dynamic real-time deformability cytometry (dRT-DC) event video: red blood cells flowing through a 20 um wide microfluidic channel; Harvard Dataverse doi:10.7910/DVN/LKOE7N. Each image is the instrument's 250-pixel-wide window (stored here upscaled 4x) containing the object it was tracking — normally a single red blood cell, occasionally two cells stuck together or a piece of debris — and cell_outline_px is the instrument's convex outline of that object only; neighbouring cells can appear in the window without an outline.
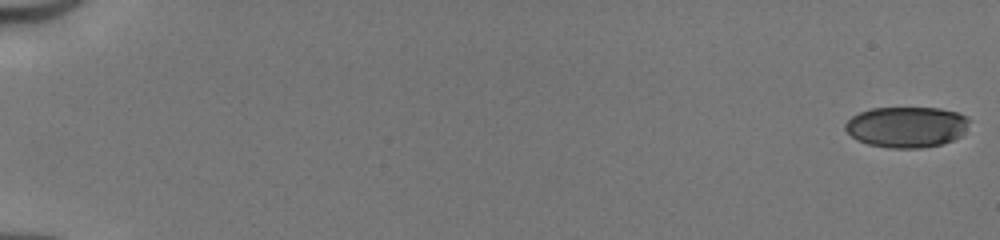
{"species": "human", "species_latin": "Homo sapiens", "temperature_condition": "cold", "stored_images_in_passage": 51, "camera_frame_rate_fps": 3000, "um_per_image_px": 0.085, "donor": {"sex": "male"}, "frame": {"image": 1, "passage_image": 1, "time_ms": 0.0, "image_size_px": [1000, 240], "cell_outline_px": [[972, 120], [960, 136], [952, 140], [940, 144], [920, 148], [888, 148], [868, 144], [856, 140], [844, 128], [844, 124], [852, 116], [860, 112], [872, 108], [940, 108], [956, 112], [968, 116]], "centroid_in_image_um": [77.06, 10.79], "position_along_channel_um": 7.9, "area_um2": 29.59}}
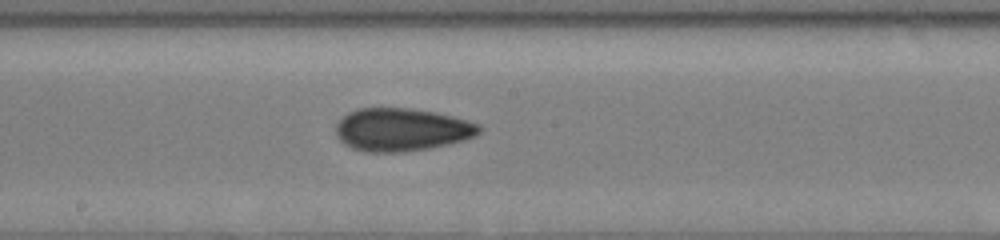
{"frame": {"image": 2, "passage_image": 30, "time_ms": 9.667, "image_size_px": [1000, 240], "cell_outline_px": [[480, 132], [476, 136], [464, 140], [448, 144], [428, 148], [404, 152], [368, 152], [352, 148], [344, 144], [336, 136], [336, 124], [348, 112], [356, 108], [408, 108], [436, 112], [452, 116], [480, 124]], "centroid_in_image_um": [34.13, 11.02], "position_along_channel_um": 214.1, "area_um2": 35.89}}
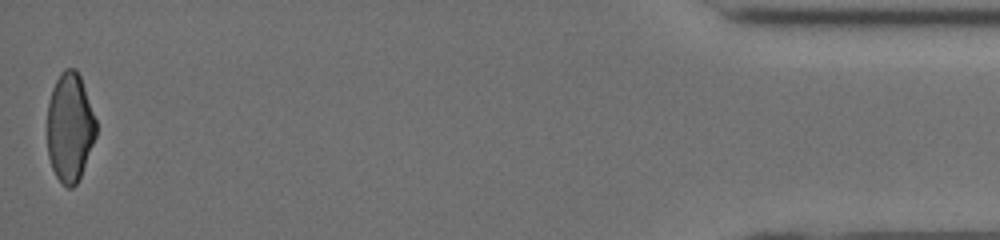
{"frame": {"image": 3, "passage_image": 51, "time_ms": 16.667, "image_size_px": [1000, 240], "cell_outline_px": [[96, 136], [80, 176], [76, 184], [72, 188], [68, 188], [56, 176], [52, 168], [48, 156], [48, 104], [52, 88], [60, 72], [64, 68], [76, 68], [80, 76], [96, 120]], "centroid_in_image_um": [5.93, 10.8], "position_along_channel_um": 429.3, "area_um2": 30.75}, "authors_computed_cell_mechanics": {"area_um2": 33.4662, "velocity_mm_per_s": 4.1832, "shape_relaxation_time_tau1_ms": 5.3453, "shape_relaxation_time_tau2_ms": 2.7708, "deformation_change_tau1": 0.1481, "deformation_change_tau2": 0.0878}}